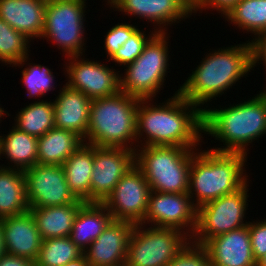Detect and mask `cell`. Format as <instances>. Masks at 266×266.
Here are the masks:
<instances>
[{
  "mask_svg": "<svg viewBox=\"0 0 266 266\" xmlns=\"http://www.w3.org/2000/svg\"><path fill=\"white\" fill-rule=\"evenodd\" d=\"M150 101L153 99H140L137 107V147H199L203 140V111L200 108L186 100L179 90L165 102L159 103L161 105H154Z\"/></svg>",
  "mask_w": 266,
  "mask_h": 266,
  "instance_id": "1",
  "label": "cell"
},
{
  "mask_svg": "<svg viewBox=\"0 0 266 266\" xmlns=\"http://www.w3.org/2000/svg\"><path fill=\"white\" fill-rule=\"evenodd\" d=\"M247 42L206 54L180 86L179 93L203 111L202 105L225 94L241 77L254 71L251 44L249 40Z\"/></svg>",
  "mask_w": 266,
  "mask_h": 266,
  "instance_id": "2",
  "label": "cell"
},
{
  "mask_svg": "<svg viewBox=\"0 0 266 266\" xmlns=\"http://www.w3.org/2000/svg\"><path fill=\"white\" fill-rule=\"evenodd\" d=\"M207 107L203 109L202 133L224 145L210 150L247 155L249 143L266 136V98L261 93L229 107Z\"/></svg>",
  "mask_w": 266,
  "mask_h": 266,
  "instance_id": "3",
  "label": "cell"
},
{
  "mask_svg": "<svg viewBox=\"0 0 266 266\" xmlns=\"http://www.w3.org/2000/svg\"><path fill=\"white\" fill-rule=\"evenodd\" d=\"M198 151L197 148L192 155L188 187V194L197 209L235 192L248 182L244 167L247 155L209 149Z\"/></svg>",
  "mask_w": 266,
  "mask_h": 266,
  "instance_id": "4",
  "label": "cell"
},
{
  "mask_svg": "<svg viewBox=\"0 0 266 266\" xmlns=\"http://www.w3.org/2000/svg\"><path fill=\"white\" fill-rule=\"evenodd\" d=\"M139 101V98L124 92L92 99L89 126L83 142L98 147H123L136 151Z\"/></svg>",
  "mask_w": 266,
  "mask_h": 266,
  "instance_id": "5",
  "label": "cell"
},
{
  "mask_svg": "<svg viewBox=\"0 0 266 266\" xmlns=\"http://www.w3.org/2000/svg\"><path fill=\"white\" fill-rule=\"evenodd\" d=\"M139 148L135 151V165L142 171L151 191L188 193L192 155L197 149L181 146Z\"/></svg>",
  "mask_w": 266,
  "mask_h": 266,
  "instance_id": "6",
  "label": "cell"
},
{
  "mask_svg": "<svg viewBox=\"0 0 266 266\" xmlns=\"http://www.w3.org/2000/svg\"><path fill=\"white\" fill-rule=\"evenodd\" d=\"M157 32L146 44L142 54L125 66L121 92L139 99H153L163 87L169 67V34ZM168 41V42H167ZM166 76V77H165Z\"/></svg>",
  "mask_w": 266,
  "mask_h": 266,
  "instance_id": "7",
  "label": "cell"
},
{
  "mask_svg": "<svg viewBox=\"0 0 266 266\" xmlns=\"http://www.w3.org/2000/svg\"><path fill=\"white\" fill-rule=\"evenodd\" d=\"M87 0H47L44 29L40 37L54 42L65 58L85 52L84 21ZM84 46V47H83Z\"/></svg>",
  "mask_w": 266,
  "mask_h": 266,
  "instance_id": "8",
  "label": "cell"
},
{
  "mask_svg": "<svg viewBox=\"0 0 266 266\" xmlns=\"http://www.w3.org/2000/svg\"><path fill=\"white\" fill-rule=\"evenodd\" d=\"M146 226H134L128 241L125 266H167L191 240L175 228Z\"/></svg>",
  "mask_w": 266,
  "mask_h": 266,
  "instance_id": "9",
  "label": "cell"
},
{
  "mask_svg": "<svg viewBox=\"0 0 266 266\" xmlns=\"http://www.w3.org/2000/svg\"><path fill=\"white\" fill-rule=\"evenodd\" d=\"M248 183L197 209V224L191 237L192 242L203 245L211 238L248 225L244 219L248 208Z\"/></svg>",
  "mask_w": 266,
  "mask_h": 266,
  "instance_id": "10",
  "label": "cell"
},
{
  "mask_svg": "<svg viewBox=\"0 0 266 266\" xmlns=\"http://www.w3.org/2000/svg\"><path fill=\"white\" fill-rule=\"evenodd\" d=\"M151 188L142 171L134 164L119 180L103 204L113 220L142 224Z\"/></svg>",
  "mask_w": 266,
  "mask_h": 266,
  "instance_id": "11",
  "label": "cell"
},
{
  "mask_svg": "<svg viewBox=\"0 0 266 266\" xmlns=\"http://www.w3.org/2000/svg\"><path fill=\"white\" fill-rule=\"evenodd\" d=\"M23 172L29 208L84 202L78 199L68 187L62 165L37 163Z\"/></svg>",
  "mask_w": 266,
  "mask_h": 266,
  "instance_id": "12",
  "label": "cell"
},
{
  "mask_svg": "<svg viewBox=\"0 0 266 266\" xmlns=\"http://www.w3.org/2000/svg\"><path fill=\"white\" fill-rule=\"evenodd\" d=\"M81 56L67 57L69 62H66L65 74L68 87L82 92L90 99L110 97L121 92L120 71L97 60H85Z\"/></svg>",
  "mask_w": 266,
  "mask_h": 266,
  "instance_id": "13",
  "label": "cell"
},
{
  "mask_svg": "<svg viewBox=\"0 0 266 266\" xmlns=\"http://www.w3.org/2000/svg\"><path fill=\"white\" fill-rule=\"evenodd\" d=\"M142 224L175 228L191 238L196 229L197 208L188 193L151 191Z\"/></svg>",
  "mask_w": 266,
  "mask_h": 266,
  "instance_id": "14",
  "label": "cell"
},
{
  "mask_svg": "<svg viewBox=\"0 0 266 266\" xmlns=\"http://www.w3.org/2000/svg\"><path fill=\"white\" fill-rule=\"evenodd\" d=\"M135 164V151L94 146L91 202L103 203L122 176Z\"/></svg>",
  "mask_w": 266,
  "mask_h": 266,
  "instance_id": "15",
  "label": "cell"
},
{
  "mask_svg": "<svg viewBox=\"0 0 266 266\" xmlns=\"http://www.w3.org/2000/svg\"><path fill=\"white\" fill-rule=\"evenodd\" d=\"M110 8L153 22L158 32L168 31L166 26L179 23L192 15L191 0H107Z\"/></svg>",
  "mask_w": 266,
  "mask_h": 266,
  "instance_id": "16",
  "label": "cell"
},
{
  "mask_svg": "<svg viewBox=\"0 0 266 266\" xmlns=\"http://www.w3.org/2000/svg\"><path fill=\"white\" fill-rule=\"evenodd\" d=\"M134 224L112 220L83 252L89 266H125L128 241Z\"/></svg>",
  "mask_w": 266,
  "mask_h": 266,
  "instance_id": "17",
  "label": "cell"
},
{
  "mask_svg": "<svg viewBox=\"0 0 266 266\" xmlns=\"http://www.w3.org/2000/svg\"><path fill=\"white\" fill-rule=\"evenodd\" d=\"M203 246L212 266H257L248 225L211 238Z\"/></svg>",
  "mask_w": 266,
  "mask_h": 266,
  "instance_id": "18",
  "label": "cell"
},
{
  "mask_svg": "<svg viewBox=\"0 0 266 266\" xmlns=\"http://www.w3.org/2000/svg\"><path fill=\"white\" fill-rule=\"evenodd\" d=\"M0 221L6 253L29 258L35 262L43 239L31 212L28 210L20 215L1 218Z\"/></svg>",
  "mask_w": 266,
  "mask_h": 266,
  "instance_id": "19",
  "label": "cell"
},
{
  "mask_svg": "<svg viewBox=\"0 0 266 266\" xmlns=\"http://www.w3.org/2000/svg\"><path fill=\"white\" fill-rule=\"evenodd\" d=\"M61 89L53 101L55 127L72 131L84 141L89 126L92 99L66 84Z\"/></svg>",
  "mask_w": 266,
  "mask_h": 266,
  "instance_id": "20",
  "label": "cell"
},
{
  "mask_svg": "<svg viewBox=\"0 0 266 266\" xmlns=\"http://www.w3.org/2000/svg\"><path fill=\"white\" fill-rule=\"evenodd\" d=\"M47 0H0V18L32 41L44 29Z\"/></svg>",
  "mask_w": 266,
  "mask_h": 266,
  "instance_id": "21",
  "label": "cell"
},
{
  "mask_svg": "<svg viewBox=\"0 0 266 266\" xmlns=\"http://www.w3.org/2000/svg\"><path fill=\"white\" fill-rule=\"evenodd\" d=\"M113 220L103 203L85 202L75 217L71 230V241L84 252Z\"/></svg>",
  "mask_w": 266,
  "mask_h": 266,
  "instance_id": "22",
  "label": "cell"
},
{
  "mask_svg": "<svg viewBox=\"0 0 266 266\" xmlns=\"http://www.w3.org/2000/svg\"><path fill=\"white\" fill-rule=\"evenodd\" d=\"M85 202H74L62 206L29 208L43 240L69 237L79 208Z\"/></svg>",
  "mask_w": 266,
  "mask_h": 266,
  "instance_id": "23",
  "label": "cell"
},
{
  "mask_svg": "<svg viewBox=\"0 0 266 266\" xmlns=\"http://www.w3.org/2000/svg\"><path fill=\"white\" fill-rule=\"evenodd\" d=\"M94 145L82 143L63 163L65 179L74 195L84 202H91V175Z\"/></svg>",
  "mask_w": 266,
  "mask_h": 266,
  "instance_id": "24",
  "label": "cell"
},
{
  "mask_svg": "<svg viewBox=\"0 0 266 266\" xmlns=\"http://www.w3.org/2000/svg\"><path fill=\"white\" fill-rule=\"evenodd\" d=\"M28 210L24 172L0 165V219L20 215Z\"/></svg>",
  "mask_w": 266,
  "mask_h": 266,
  "instance_id": "25",
  "label": "cell"
},
{
  "mask_svg": "<svg viewBox=\"0 0 266 266\" xmlns=\"http://www.w3.org/2000/svg\"><path fill=\"white\" fill-rule=\"evenodd\" d=\"M9 130L7 135H0V157L5 156L9 160V165L3 167L22 171L33 167L37 164L38 138L14 126Z\"/></svg>",
  "mask_w": 266,
  "mask_h": 266,
  "instance_id": "26",
  "label": "cell"
},
{
  "mask_svg": "<svg viewBox=\"0 0 266 266\" xmlns=\"http://www.w3.org/2000/svg\"><path fill=\"white\" fill-rule=\"evenodd\" d=\"M82 143L74 132L54 127L38 137L37 163L63 165Z\"/></svg>",
  "mask_w": 266,
  "mask_h": 266,
  "instance_id": "27",
  "label": "cell"
},
{
  "mask_svg": "<svg viewBox=\"0 0 266 266\" xmlns=\"http://www.w3.org/2000/svg\"><path fill=\"white\" fill-rule=\"evenodd\" d=\"M38 100L22 108L12 124L18 130L37 138L55 127L53 101Z\"/></svg>",
  "mask_w": 266,
  "mask_h": 266,
  "instance_id": "28",
  "label": "cell"
},
{
  "mask_svg": "<svg viewBox=\"0 0 266 266\" xmlns=\"http://www.w3.org/2000/svg\"><path fill=\"white\" fill-rule=\"evenodd\" d=\"M224 18L256 36L266 30V0H240Z\"/></svg>",
  "mask_w": 266,
  "mask_h": 266,
  "instance_id": "29",
  "label": "cell"
},
{
  "mask_svg": "<svg viewBox=\"0 0 266 266\" xmlns=\"http://www.w3.org/2000/svg\"><path fill=\"white\" fill-rule=\"evenodd\" d=\"M31 40L0 18V61L5 65L24 66L29 59Z\"/></svg>",
  "mask_w": 266,
  "mask_h": 266,
  "instance_id": "30",
  "label": "cell"
},
{
  "mask_svg": "<svg viewBox=\"0 0 266 266\" xmlns=\"http://www.w3.org/2000/svg\"><path fill=\"white\" fill-rule=\"evenodd\" d=\"M82 254L70 237L46 239L42 242L35 266H65Z\"/></svg>",
  "mask_w": 266,
  "mask_h": 266,
  "instance_id": "31",
  "label": "cell"
},
{
  "mask_svg": "<svg viewBox=\"0 0 266 266\" xmlns=\"http://www.w3.org/2000/svg\"><path fill=\"white\" fill-rule=\"evenodd\" d=\"M28 65L26 64L25 67L27 68H24L21 72V82L27 89L29 98L44 97L48 91L55 89L53 87L56 83L54 82L55 76L51 69L41 64L29 63Z\"/></svg>",
  "mask_w": 266,
  "mask_h": 266,
  "instance_id": "32",
  "label": "cell"
},
{
  "mask_svg": "<svg viewBox=\"0 0 266 266\" xmlns=\"http://www.w3.org/2000/svg\"><path fill=\"white\" fill-rule=\"evenodd\" d=\"M154 30L148 34L139 28L130 36V38L120 47L108 60L115 62L120 66H126L133 63L144 50L148 41L158 32L154 25Z\"/></svg>",
  "mask_w": 266,
  "mask_h": 266,
  "instance_id": "33",
  "label": "cell"
},
{
  "mask_svg": "<svg viewBox=\"0 0 266 266\" xmlns=\"http://www.w3.org/2000/svg\"><path fill=\"white\" fill-rule=\"evenodd\" d=\"M167 266H212L206 248L191 240Z\"/></svg>",
  "mask_w": 266,
  "mask_h": 266,
  "instance_id": "34",
  "label": "cell"
},
{
  "mask_svg": "<svg viewBox=\"0 0 266 266\" xmlns=\"http://www.w3.org/2000/svg\"><path fill=\"white\" fill-rule=\"evenodd\" d=\"M138 26L127 23H118L112 26L106 33L104 39V50H106L107 59H109L122 45L130 38V36L138 29Z\"/></svg>",
  "mask_w": 266,
  "mask_h": 266,
  "instance_id": "35",
  "label": "cell"
},
{
  "mask_svg": "<svg viewBox=\"0 0 266 266\" xmlns=\"http://www.w3.org/2000/svg\"><path fill=\"white\" fill-rule=\"evenodd\" d=\"M258 221H248L252 254L256 263L266 254V219Z\"/></svg>",
  "mask_w": 266,
  "mask_h": 266,
  "instance_id": "36",
  "label": "cell"
},
{
  "mask_svg": "<svg viewBox=\"0 0 266 266\" xmlns=\"http://www.w3.org/2000/svg\"><path fill=\"white\" fill-rule=\"evenodd\" d=\"M240 0H192V13L196 15L197 11H206V9H215L218 13L221 12V17L225 16Z\"/></svg>",
  "mask_w": 266,
  "mask_h": 266,
  "instance_id": "37",
  "label": "cell"
},
{
  "mask_svg": "<svg viewBox=\"0 0 266 266\" xmlns=\"http://www.w3.org/2000/svg\"><path fill=\"white\" fill-rule=\"evenodd\" d=\"M252 49V68L263 64L266 68V30L254 36L250 42ZM261 63H260V62ZM265 64V65H264Z\"/></svg>",
  "mask_w": 266,
  "mask_h": 266,
  "instance_id": "38",
  "label": "cell"
},
{
  "mask_svg": "<svg viewBox=\"0 0 266 266\" xmlns=\"http://www.w3.org/2000/svg\"><path fill=\"white\" fill-rule=\"evenodd\" d=\"M0 266H35V262L29 258L4 253L0 258Z\"/></svg>",
  "mask_w": 266,
  "mask_h": 266,
  "instance_id": "39",
  "label": "cell"
},
{
  "mask_svg": "<svg viewBox=\"0 0 266 266\" xmlns=\"http://www.w3.org/2000/svg\"><path fill=\"white\" fill-rule=\"evenodd\" d=\"M65 266H89V263L86 261L85 255L82 254L77 259L67 263Z\"/></svg>",
  "mask_w": 266,
  "mask_h": 266,
  "instance_id": "40",
  "label": "cell"
},
{
  "mask_svg": "<svg viewBox=\"0 0 266 266\" xmlns=\"http://www.w3.org/2000/svg\"><path fill=\"white\" fill-rule=\"evenodd\" d=\"M4 253H6V251H5V246H4L2 224L0 221V258L2 257Z\"/></svg>",
  "mask_w": 266,
  "mask_h": 266,
  "instance_id": "41",
  "label": "cell"
},
{
  "mask_svg": "<svg viewBox=\"0 0 266 266\" xmlns=\"http://www.w3.org/2000/svg\"><path fill=\"white\" fill-rule=\"evenodd\" d=\"M257 266H266V254L257 262Z\"/></svg>",
  "mask_w": 266,
  "mask_h": 266,
  "instance_id": "42",
  "label": "cell"
},
{
  "mask_svg": "<svg viewBox=\"0 0 266 266\" xmlns=\"http://www.w3.org/2000/svg\"><path fill=\"white\" fill-rule=\"evenodd\" d=\"M8 114V115H7ZM6 115V116H11V115H9V113L6 111V110H4V108H2V106H0V121H2L1 120V118L2 117H4V116Z\"/></svg>",
  "mask_w": 266,
  "mask_h": 266,
  "instance_id": "43",
  "label": "cell"
},
{
  "mask_svg": "<svg viewBox=\"0 0 266 266\" xmlns=\"http://www.w3.org/2000/svg\"><path fill=\"white\" fill-rule=\"evenodd\" d=\"M265 98H266V87H265V90L264 91H259Z\"/></svg>",
  "mask_w": 266,
  "mask_h": 266,
  "instance_id": "44",
  "label": "cell"
}]
</instances>
